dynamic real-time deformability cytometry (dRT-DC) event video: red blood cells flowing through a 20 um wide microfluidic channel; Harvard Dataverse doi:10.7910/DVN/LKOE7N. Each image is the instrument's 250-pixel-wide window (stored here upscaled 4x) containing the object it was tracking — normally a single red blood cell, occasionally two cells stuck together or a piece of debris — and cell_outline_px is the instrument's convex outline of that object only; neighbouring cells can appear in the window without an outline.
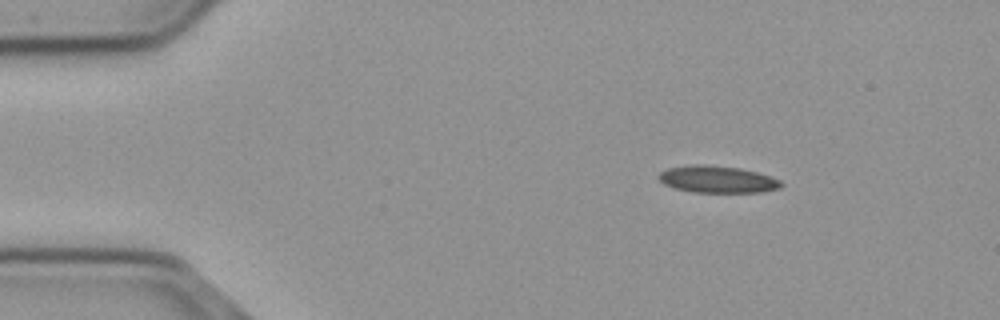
{"species": "common noctule bat (a hibernating species)", "species_latin": "Nyctalus noctula", "temperature_condition": "cold", "stored_images_in_passage": 48, "camera_frame_rate_fps": 3000, "um_per_image_px": 0.085, "animal": {"sex": "male", "body_mass_g": 23.1, "forearm_length_mm": 52.7}, "frame": {"image": 1, "passage_image": 1, "time_ms": 0.0, "image_size_px": [1000, 320], "cell_outline_px": [[784, 184], [780, 188], [760, 192], [696, 192], [676, 188], [664, 184], [656, 176], [660, 172], [668, 168], [692, 164], [704, 164], [740, 168], [756, 172], [780, 180]], "centroid_in_image_um": [60.96, 15.23], "position_along_channel_um": 24.0, "area_um2": 19.13}}
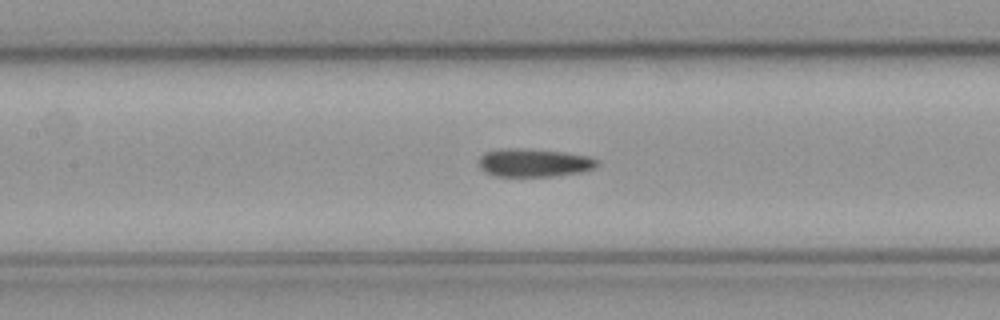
{"frame": {"image": 2, "passage_image": 18, "time_ms": 5.667, "image_size_px": [1000, 320], "cell_outline_px": [[596, 164], [592, 168], [580, 172], [552, 176], [492, 176], [484, 172], [480, 168], [480, 156], [484, 152], [500, 148], [520, 148], [564, 152], [588, 156], [596, 160]], "centroid_in_image_um": [45.3, 13.83], "position_along_channel_um": 162.1, "area_um2": 19.31}}
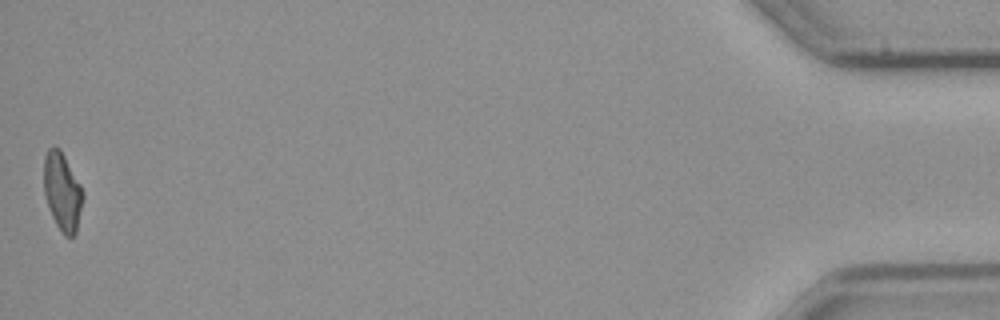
{"frame": {"image": 3, "passage_image": 48, "time_ms": 15.667, "image_size_px": [1000, 320], "cell_outline_px": [[84, 196], [76, 232], [72, 236], [64, 236], [60, 232], [48, 208], [44, 192], [44, 156], [48, 148], [52, 144], [60, 148], [80, 184]], "centroid_in_image_um": [5.28, 16.27], "position_along_channel_um": 429.9, "area_um2": 17.86}, "authors_computed_cell_mechanics": {"area_um2": 19.074, "velocity_mm_per_s": 3.7013, "shape_relaxation_time_tau1_ms": null, "shape_relaxation_time_tau2_ms": 8.1408, "deformation_change_tau1": null, "deformation_change_tau2": 0.1859}}